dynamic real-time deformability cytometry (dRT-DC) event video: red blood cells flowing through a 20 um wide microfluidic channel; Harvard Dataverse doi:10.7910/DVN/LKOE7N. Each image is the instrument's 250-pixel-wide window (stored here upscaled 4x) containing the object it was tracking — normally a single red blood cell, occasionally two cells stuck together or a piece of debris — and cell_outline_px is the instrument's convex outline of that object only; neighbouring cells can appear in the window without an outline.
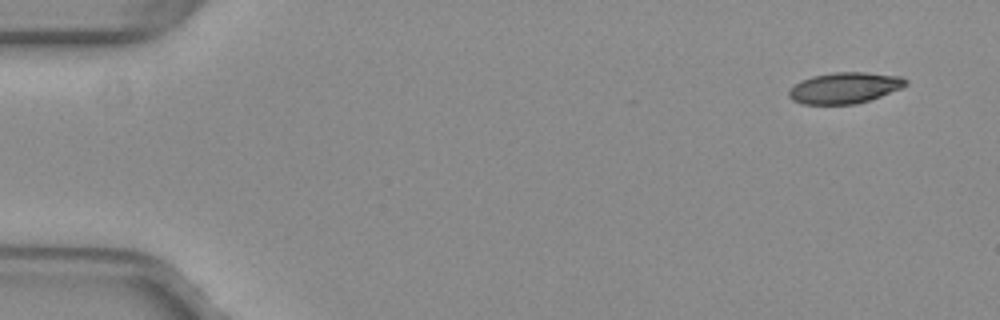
{"species": "common noctule bat (a hibernating species)", "species_latin": "Nyctalus noctula", "temperature_condition": "warm", "stored_images_in_passage": 48, "camera_frame_rate_fps": 3000, "um_per_image_px": 0.085, "animal": {"sex": "female", "body_mass_g": 29.2, "forearm_length_mm": 56.3}, "frame": {"image": 1, "passage_image": 1, "time_ms": 0.0, "image_size_px": [1000, 320], "cell_outline_px": [[908, 84], [900, 88], [880, 96], [856, 104], [804, 104], [792, 100], [788, 96], [788, 88], [800, 80], [812, 76], [832, 72], [864, 72], [900, 76], [908, 80]], "centroid_in_image_um": [71.75, 7.46], "position_along_channel_um": 13.3, "area_um2": 21.21}}
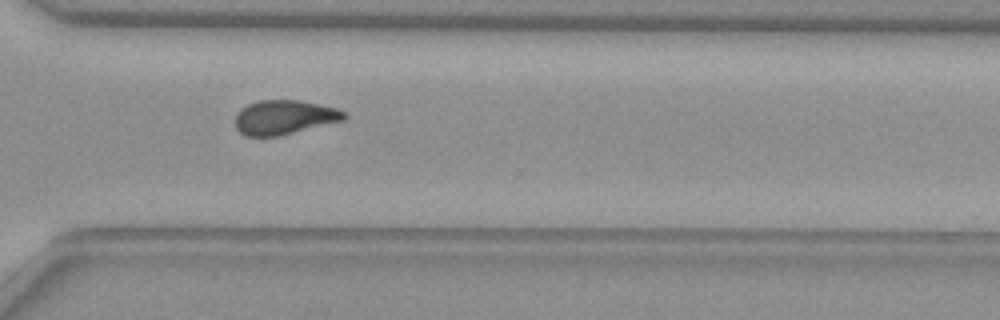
{"frame": {"image": 2, "passage_image": 36, "time_ms": 11.667, "image_size_px": [1000, 320], "cell_outline_px": [[348, 116], [344, 120], [280, 136], [244, 136], [236, 128], [236, 112], [240, 108], [248, 104], [260, 100], [300, 100], [336, 108], [348, 112]], "centroid_in_image_um": [24.17, 9.97], "position_along_channel_um": 346.4, "area_um2": 21.96}}
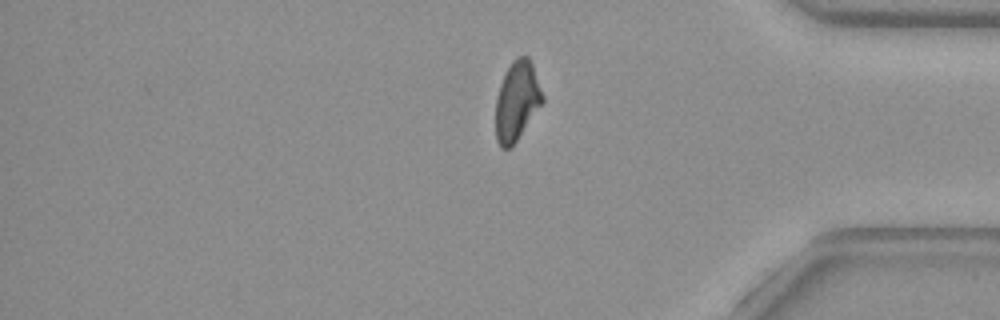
{"frame": {"image": 3, "passage_image": 41, "time_ms": 13.333, "image_size_px": [1000, 320], "cell_outline_px": [[544, 100], [516, 140], [508, 148], [500, 148], [496, 140], [496, 100], [500, 84], [512, 60], [516, 56], [528, 56], [532, 64], [544, 96]], "centroid_in_image_um": [43.93, 8.55], "position_along_channel_um": 391.3, "area_um2": 21.21}}